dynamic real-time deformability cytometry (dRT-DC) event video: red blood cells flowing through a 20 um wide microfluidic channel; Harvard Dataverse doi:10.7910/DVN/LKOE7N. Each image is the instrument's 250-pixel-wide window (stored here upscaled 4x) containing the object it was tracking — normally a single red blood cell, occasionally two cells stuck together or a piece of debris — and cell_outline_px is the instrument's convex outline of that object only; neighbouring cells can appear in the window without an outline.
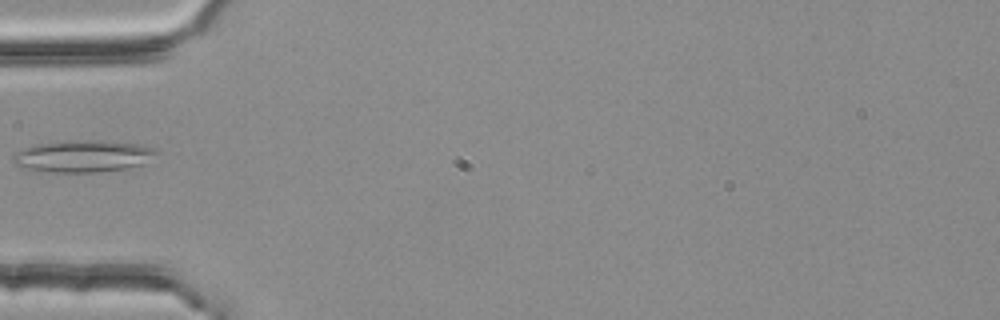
{"species": "common noctule bat (a hibernating species)", "species_latin": "Nyctalus noctula", "temperature_condition": "room temperature", "stored_images_in_passage": 3, "camera_frame_rate_fps": 3000, "um_per_image_px": 0.085, "animal": {"sex": "female", "body_mass_g": 25.1}, "frame": {"image": 1, "passage_image": 3, "time_ms": 0.667, "image_size_px": [1000, 320], "cell_outline_px": [[160, 152], [144, 164], [128, 168], [100, 172], [48, 172], [20, 168], [12, 164], [12, 156], [16, 152], [24, 148], [36, 144], [80, 140], [104, 140], [136, 144], [152, 148]], "centroid_in_image_um": [7.03, 13.29], "position_along_channel_um": 78.0, "area_um2": 26.88}}